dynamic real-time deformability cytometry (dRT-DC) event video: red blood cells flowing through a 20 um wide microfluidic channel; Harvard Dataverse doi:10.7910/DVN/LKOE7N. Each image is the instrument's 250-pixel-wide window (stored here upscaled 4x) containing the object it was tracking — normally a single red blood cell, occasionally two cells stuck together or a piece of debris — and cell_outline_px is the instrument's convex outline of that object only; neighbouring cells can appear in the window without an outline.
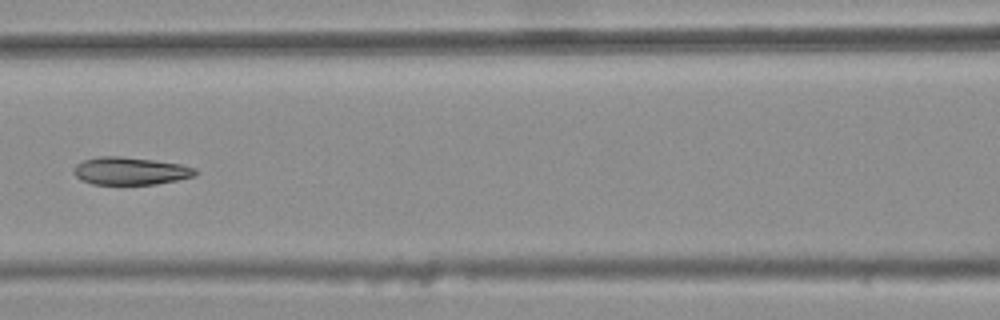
{"species": "common noctule bat (a hibernating species)", "species_latin": "Nyctalus noctula", "temperature_condition": "warm", "stored_images_in_passage": 6, "camera_frame_rate_fps": 3000, "um_per_image_px": 0.085, "animal": {"sex": "female", "body_mass_g": 25.1}, "frame": {"image": 1, "passage_image": 6, "time_ms": 1.667, "image_size_px": [1000, 320], "cell_outline_px": [[200, 172], [192, 176], [176, 180], [156, 184], [92, 184], [76, 176], [72, 172], [72, 168], [76, 164], [84, 160], [96, 156], [120, 156], [152, 160], [180, 164], [196, 168]], "centroid_in_image_um": [11.06, 14.52], "position_along_channel_um": 155.5, "area_um2": 19.54}}